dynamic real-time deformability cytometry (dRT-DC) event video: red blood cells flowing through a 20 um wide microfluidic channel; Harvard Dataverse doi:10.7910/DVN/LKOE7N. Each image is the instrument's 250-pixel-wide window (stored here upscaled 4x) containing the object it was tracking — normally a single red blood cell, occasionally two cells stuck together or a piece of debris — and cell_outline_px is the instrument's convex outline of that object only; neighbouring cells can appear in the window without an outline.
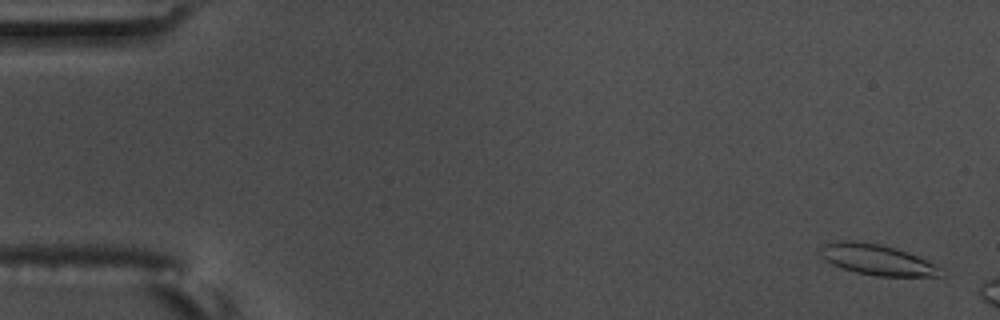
{"species": "common noctule bat (a hibernating species)", "species_latin": "Nyctalus noctula", "temperature_condition": "warm", "stored_images_in_passage": 8, "camera_frame_rate_fps": 3000, "um_per_image_px": 0.085, "animal": {"sex": "male", "body_mass_g": 17.5, "forearm_length_mm": 52.3}, "frame": {"image": 1, "passage_image": 2, "time_ms": 0.333, "image_size_px": [1000, 320], "cell_outline_px": [[940, 276], [876, 276], [856, 272], [832, 264], [820, 256], [820, 248], [824, 244], [840, 240], [852, 240], [880, 244], [896, 248], [916, 256], [940, 268]], "centroid_in_image_um": [74.47, 22.06], "position_along_channel_um": 10.5, "area_um2": 21.1}}